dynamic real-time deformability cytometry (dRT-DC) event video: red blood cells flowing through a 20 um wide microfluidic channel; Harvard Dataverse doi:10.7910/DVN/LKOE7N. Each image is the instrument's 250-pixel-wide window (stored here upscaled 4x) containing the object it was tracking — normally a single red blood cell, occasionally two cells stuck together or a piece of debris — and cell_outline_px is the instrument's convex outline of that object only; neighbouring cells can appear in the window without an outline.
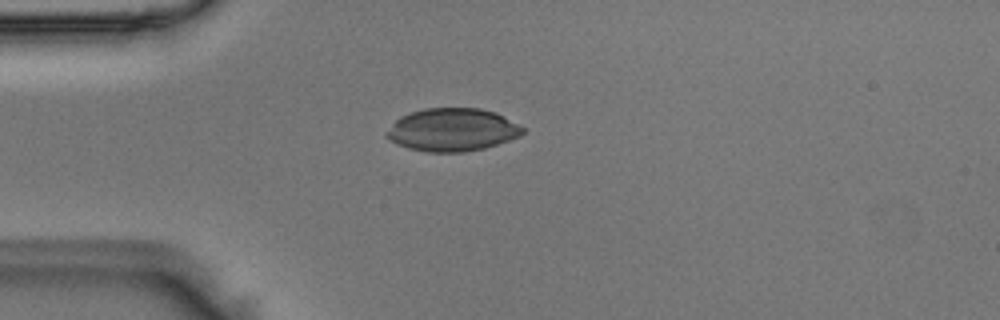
{"species": "Egyptian fruit bat (a non-hibernating species)", "species_latin": "Rousettus aegyptiacus", "temperature_condition": "room temperature", "stored_images_in_passage": 39, "camera_frame_rate_fps": 3000, "um_per_image_px": 0.085, "animal": {"sex": "male"}, "frame": {"image": 1, "passage_image": 1, "time_ms": 0.0, "image_size_px": [1000, 320], "cell_outline_px": [[524, 132], [520, 136], [484, 148], [464, 152], [428, 152], [408, 148], [396, 144], [384, 136], [384, 132], [400, 116], [424, 108], [480, 108], [496, 112], [524, 128]], "centroid_in_image_um": [38.41, 11.03], "position_along_channel_um": 46.6, "area_um2": 34.04}}
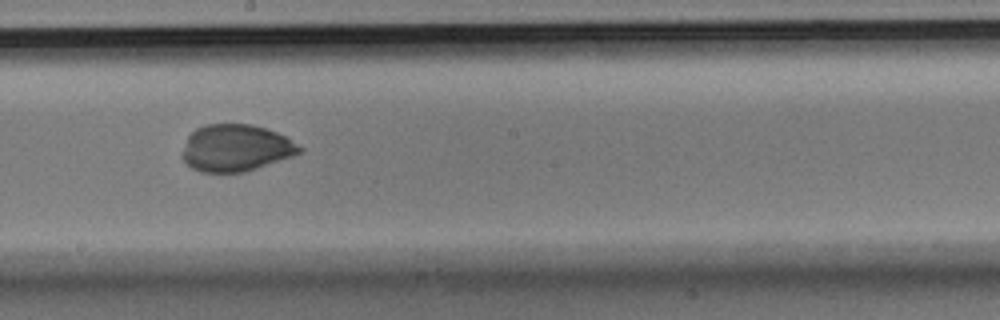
{"frame": {"image": 2, "passage_image": 16, "time_ms": 5.0, "image_size_px": [1000, 320], "cell_outline_px": [[304, 148], [300, 152], [292, 156], [244, 172], [200, 172], [192, 168], [184, 160], [184, 148], [188, 136], [196, 128], [204, 124], [252, 124], [276, 132], [284, 136]], "centroid_in_image_um": [20.04, 12.57], "position_along_channel_um": 228.2, "area_um2": 31.62}}
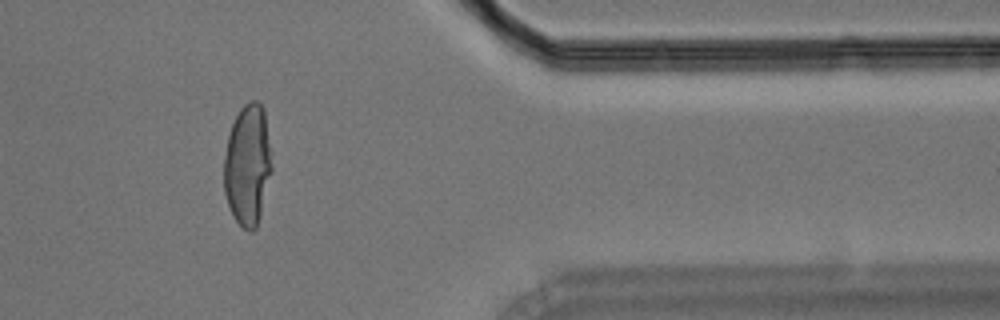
{"frame": {"image": 3, "passage_image": 30, "time_ms": 9.667, "image_size_px": [1000, 320], "cell_outline_px": [[272, 172], [260, 216], [256, 228], [252, 232], [248, 232], [232, 216], [224, 192], [224, 156], [228, 136], [232, 124], [240, 108], [244, 104], [252, 100], [256, 100], [264, 108], [272, 164]], "centroid_in_image_um": [21.05, 14.04], "position_along_channel_um": 390.4, "area_um2": 33.87}}